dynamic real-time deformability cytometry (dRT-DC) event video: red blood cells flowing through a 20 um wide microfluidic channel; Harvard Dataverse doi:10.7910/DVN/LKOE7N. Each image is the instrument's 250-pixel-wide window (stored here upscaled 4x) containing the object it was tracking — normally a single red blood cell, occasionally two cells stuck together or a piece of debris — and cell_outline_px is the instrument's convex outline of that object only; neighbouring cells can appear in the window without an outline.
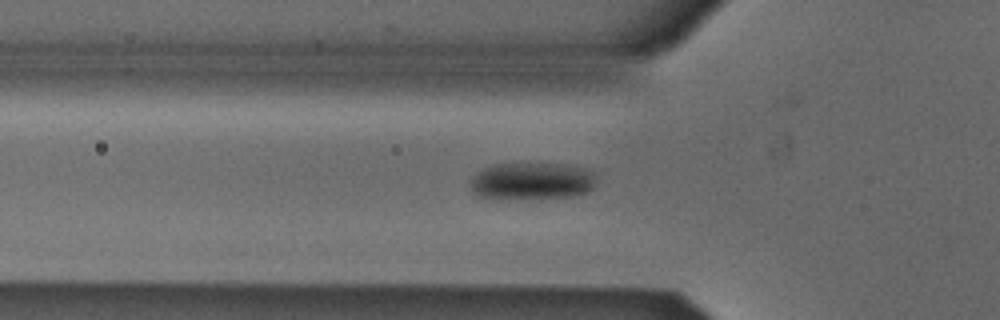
{"species": "Egyptian fruit bat (a non-hibernating species)", "species_latin": "Rousettus aegyptiacus", "temperature_condition": "cold", "stored_images_in_passage": 37, "camera_frame_rate_fps": 3000, "um_per_image_px": 0.085, "animal": {"sex": "male"}, "frame": {"image": 1, "passage_image": 7, "time_ms": 2.0, "image_size_px": [1000, 320], "cell_outline_px": [[596, 184], [588, 192], [572, 196], [496, 200], [492, 200], [480, 196], [468, 184], [468, 180], [476, 172], [484, 168], [496, 164], [568, 164], [584, 168], [592, 172], [596, 176]], "centroid_in_image_um": [45.18, 15.4], "position_along_channel_um": 80.6, "area_um2": 27.69}}
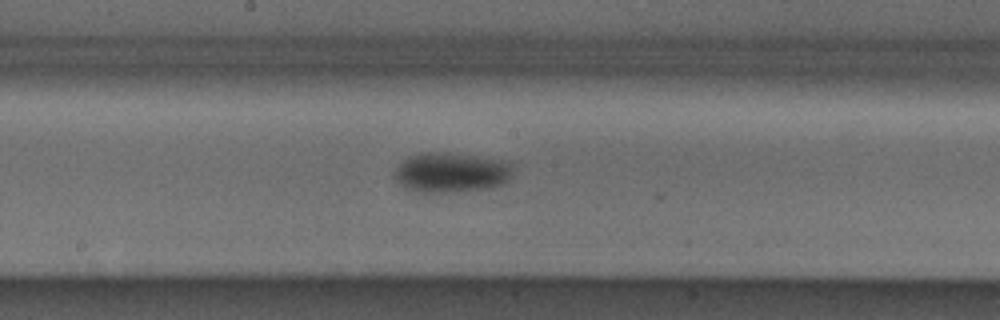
{"frame": {"image": 2, "passage_image": 17, "time_ms": 5.333, "image_size_px": [1000, 320], "cell_outline_px": [[516, 164], [512, 176], [504, 184], [492, 188], [456, 192], [416, 192], [404, 188], [392, 176], [392, 172], [408, 156], [420, 152], [448, 152], [512, 160]], "centroid_in_image_um": [38.43, 14.65], "position_along_channel_um": 209.8, "area_um2": 28.73}}
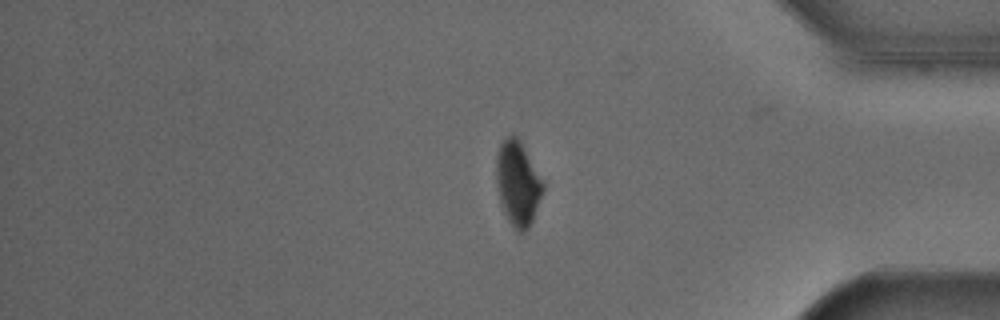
{"frame": {"image": 3, "passage_image": 33, "time_ms": 10.667, "image_size_px": [1000, 320], "cell_outline_px": [[544, 188], [532, 220], [528, 228], [524, 232], [520, 232], [508, 220], [500, 204], [496, 184], [496, 152], [500, 144], [512, 132], [520, 140], [544, 184]], "centroid_in_image_um": [43.98, 15.55], "position_along_channel_um": 391.2, "area_um2": 22.77}, "authors_computed_cell_mechanics": {"area_um2": 27.5706, "velocity_mm_per_s": 3.8713, "shape_relaxation_time_tau1_ms": 8.2517, "shape_relaxation_time_tau2_ms": null, "deformation_change_tau1": 0.1241, "deformation_change_tau2": null}}